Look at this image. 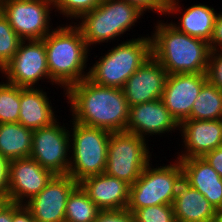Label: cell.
<instances>
[{"label": "cell", "instance_id": "6da1fadb", "mask_svg": "<svg viewBox=\"0 0 222 222\" xmlns=\"http://www.w3.org/2000/svg\"><path fill=\"white\" fill-rule=\"evenodd\" d=\"M64 95L73 121L110 132L126 130L130 106L123 89L100 86L87 77L71 85Z\"/></svg>", "mask_w": 222, "mask_h": 222}, {"label": "cell", "instance_id": "7a4b0ae2", "mask_svg": "<svg viewBox=\"0 0 222 222\" xmlns=\"http://www.w3.org/2000/svg\"><path fill=\"white\" fill-rule=\"evenodd\" d=\"M70 22L58 25L43 39L46 47L47 66L50 79L65 91L89 75L87 70L90 49L81 30ZM88 71L86 72L85 71Z\"/></svg>", "mask_w": 222, "mask_h": 222}, {"label": "cell", "instance_id": "3957f363", "mask_svg": "<svg viewBox=\"0 0 222 222\" xmlns=\"http://www.w3.org/2000/svg\"><path fill=\"white\" fill-rule=\"evenodd\" d=\"M156 23L150 36L151 53L167 74L206 73L211 52L209 43L179 32L168 20Z\"/></svg>", "mask_w": 222, "mask_h": 222}, {"label": "cell", "instance_id": "277c9868", "mask_svg": "<svg viewBox=\"0 0 222 222\" xmlns=\"http://www.w3.org/2000/svg\"><path fill=\"white\" fill-rule=\"evenodd\" d=\"M145 13L134 4L123 0H103L92 11L83 14L79 22H73L81 30L90 49L91 45L112 42L133 29ZM78 23V24H77ZM122 35V36H121ZM98 43V44H97Z\"/></svg>", "mask_w": 222, "mask_h": 222}, {"label": "cell", "instance_id": "5b68a950", "mask_svg": "<svg viewBox=\"0 0 222 222\" xmlns=\"http://www.w3.org/2000/svg\"><path fill=\"white\" fill-rule=\"evenodd\" d=\"M148 35V36H147ZM118 43L89 68L88 78L97 85L122 89L128 78L152 56L149 34Z\"/></svg>", "mask_w": 222, "mask_h": 222}, {"label": "cell", "instance_id": "8992f818", "mask_svg": "<svg viewBox=\"0 0 222 222\" xmlns=\"http://www.w3.org/2000/svg\"><path fill=\"white\" fill-rule=\"evenodd\" d=\"M68 122L72 124L69 125L72 150L68 175L79 183L88 176L105 173L111 132L86 126L72 119Z\"/></svg>", "mask_w": 222, "mask_h": 222}, {"label": "cell", "instance_id": "52a82bcc", "mask_svg": "<svg viewBox=\"0 0 222 222\" xmlns=\"http://www.w3.org/2000/svg\"><path fill=\"white\" fill-rule=\"evenodd\" d=\"M173 162L169 161L170 164L160 167L156 164V168L150 162L146 165L130 186L127 207L130 212L147 206L173 204L176 189L183 181L180 161L176 158Z\"/></svg>", "mask_w": 222, "mask_h": 222}, {"label": "cell", "instance_id": "ba28073f", "mask_svg": "<svg viewBox=\"0 0 222 222\" xmlns=\"http://www.w3.org/2000/svg\"><path fill=\"white\" fill-rule=\"evenodd\" d=\"M147 142V139L126 131L111 132L105 173L131 186L152 161Z\"/></svg>", "mask_w": 222, "mask_h": 222}, {"label": "cell", "instance_id": "9c48e42d", "mask_svg": "<svg viewBox=\"0 0 222 222\" xmlns=\"http://www.w3.org/2000/svg\"><path fill=\"white\" fill-rule=\"evenodd\" d=\"M52 9L51 0H0V11L22 40L44 39L53 30Z\"/></svg>", "mask_w": 222, "mask_h": 222}, {"label": "cell", "instance_id": "30bf717a", "mask_svg": "<svg viewBox=\"0 0 222 222\" xmlns=\"http://www.w3.org/2000/svg\"><path fill=\"white\" fill-rule=\"evenodd\" d=\"M0 73L3 74V79L6 78L5 81L19 87H39L40 80H49L46 82L56 85L50 79L43 39L23 40Z\"/></svg>", "mask_w": 222, "mask_h": 222}, {"label": "cell", "instance_id": "8fae6325", "mask_svg": "<svg viewBox=\"0 0 222 222\" xmlns=\"http://www.w3.org/2000/svg\"><path fill=\"white\" fill-rule=\"evenodd\" d=\"M64 125L65 123L61 125L57 119L48 126L34 130L32 135V150L29 157L54 175H67L69 170L70 127Z\"/></svg>", "mask_w": 222, "mask_h": 222}, {"label": "cell", "instance_id": "7c38bea8", "mask_svg": "<svg viewBox=\"0 0 222 222\" xmlns=\"http://www.w3.org/2000/svg\"><path fill=\"white\" fill-rule=\"evenodd\" d=\"M79 185L67 175H54L45 188L24 206L35 222H65L67 199Z\"/></svg>", "mask_w": 222, "mask_h": 222}, {"label": "cell", "instance_id": "4fadbf2b", "mask_svg": "<svg viewBox=\"0 0 222 222\" xmlns=\"http://www.w3.org/2000/svg\"><path fill=\"white\" fill-rule=\"evenodd\" d=\"M206 82V73L167 75L161 100L179 124L190 116L193 104Z\"/></svg>", "mask_w": 222, "mask_h": 222}, {"label": "cell", "instance_id": "5bb4252c", "mask_svg": "<svg viewBox=\"0 0 222 222\" xmlns=\"http://www.w3.org/2000/svg\"><path fill=\"white\" fill-rule=\"evenodd\" d=\"M9 173L8 201L20 205L39 194L54 176L30 157L11 160Z\"/></svg>", "mask_w": 222, "mask_h": 222}, {"label": "cell", "instance_id": "9a60e30c", "mask_svg": "<svg viewBox=\"0 0 222 222\" xmlns=\"http://www.w3.org/2000/svg\"><path fill=\"white\" fill-rule=\"evenodd\" d=\"M179 125L162 100L157 99L131 106L125 131L148 140L153 135L161 137L162 134L179 131Z\"/></svg>", "mask_w": 222, "mask_h": 222}, {"label": "cell", "instance_id": "2e32d148", "mask_svg": "<svg viewBox=\"0 0 222 222\" xmlns=\"http://www.w3.org/2000/svg\"><path fill=\"white\" fill-rule=\"evenodd\" d=\"M179 131L184 145L182 144L181 153L177 152L178 156H175L177 159L203 157L208 152L222 146V119H185L180 123Z\"/></svg>", "mask_w": 222, "mask_h": 222}, {"label": "cell", "instance_id": "e0dca14e", "mask_svg": "<svg viewBox=\"0 0 222 222\" xmlns=\"http://www.w3.org/2000/svg\"><path fill=\"white\" fill-rule=\"evenodd\" d=\"M167 75L166 69L153 56L148 58L122 88L128 105L161 99Z\"/></svg>", "mask_w": 222, "mask_h": 222}, {"label": "cell", "instance_id": "ac0fdd59", "mask_svg": "<svg viewBox=\"0 0 222 222\" xmlns=\"http://www.w3.org/2000/svg\"><path fill=\"white\" fill-rule=\"evenodd\" d=\"M79 185L101 211L128 207L130 185L123 180L101 173L84 178Z\"/></svg>", "mask_w": 222, "mask_h": 222}, {"label": "cell", "instance_id": "d6986e66", "mask_svg": "<svg viewBox=\"0 0 222 222\" xmlns=\"http://www.w3.org/2000/svg\"><path fill=\"white\" fill-rule=\"evenodd\" d=\"M183 181L198 190L218 211L222 210V178L203 157L178 159Z\"/></svg>", "mask_w": 222, "mask_h": 222}, {"label": "cell", "instance_id": "ffe728a7", "mask_svg": "<svg viewBox=\"0 0 222 222\" xmlns=\"http://www.w3.org/2000/svg\"><path fill=\"white\" fill-rule=\"evenodd\" d=\"M180 2L179 0H168L166 15L168 14L169 17L170 14H181L178 18L179 22L176 24L171 21V25L179 32L186 33L191 37L199 38L209 43L218 14L216 13L217 11L213 7L201 3L189 6L183 11L181 4H179Z\"/></svg>", "mask_w": 222, "mask_h": 222}, {"label": "cell", "instance_id": "44dd1931", "mask_svg": "<svg viewBox=\"0 0 222 222\" xmlns=\"http://www.w3.org/2000/svg\"><path fill=\"white\" fill-rule=\"evenodd\" d=\"M42 87H20V113L18 122L31 130L48 126L57 116Z\"/></svg>", "mask_w": 222, "mask_h": 222}, {"label": "cell", "instance_id": "7402d4cb", "mask_svg": "<svg viewBox=\"0 0 222 222\" xmlns=\"http://www.w3.org/2000/svg\"><path fill=\"white\" fill-rule=\"evenodd\" d=\"M176 222H210L217 210L196 189L182 181L173 201Z\"/></svg>", "mask_w": 222, "mask_h": 222}, {"label": "cell", "instance_id": "603a6c76", "mask_svg": "<svg viewBox=\"0 0 222 222\" xmlns=\"http://www.w3.org/2000/svg\"><path fill=\"white\" fill-rule=\"evenodd\" d=\"M33 130L17 123H0V154L9 161L29 157Z\"/></svg>", "mask_w": 222, "mask_h": 222}, {"label": "cell", "instance_id": "cb8c5ba5", "mask_svg": "<svg viewBox=\"0 0 222 222\" xmlns=\"http://www.w3.org/2000/svg\"><path fill=\"white\" fill-rule=\"evenodd\" d=\"M191 120H219L222 119V90L208 81L202 86L195 100Z\"/></svg>", "mask_w": 222, "mask_h": 222}, {"label": "cell", "instance_id": "d4e9b609", "mask_svg": "<svg viewBox=\"0 0 222 222\" xmlns=\"http://www.w3.org/2000/svg\"><path fill=\"white\" fill-rule=\"evenodd\" d=\"M100 211L78 185L67 199L65 222H95Z\"/></svg>", "mask_w": 222, "mask_h": 222}, {"label": "cell", "instance_id": "484cf974", "mask_svg": "<svg viewBox=\"0 0 222 222\" xmlns=\"http://www.w3.org/2000/svg\"><path fill=\"white\" fill-rule=\"evenodd\" d=\"M20 113V87L0 82V123H17Z\"/></svg>", "mask_w": 222, "mask_h": 222}, {"label": "cell", "instance_id": "4316f807", "mask_svg": "<svg viewBox=\"0 0 222 222\" xmlns=\"http://www.w3.org/2000/svg\"><path fill=\"white\" fill-rule=\"evenodd\" d=\"M22 41L0 11V71L13 58Z\"/></svg>", "mask_w": 222, "mask_h": 222}, {"label": "cell", "instance_id": "83f0119b", "mask_svg": "<svg viewBox=\"0 0 222 222\" xmlns=\"http://www.w3.org/2000/svg\"><path fill=\"white\" fill-rule=\"evenodd\" d=\"M102 1L103 0H51V3L55 11V16H57L56 13L58 12L60 15L62 14L63 17L69 18L68 20L75 19L79 21V18L83 14L92 11Z\"/></svg>", "mask_w": 222, "mask_h": 222}, {"label": "cell", "instance_id": "f1b7e54d", "mask_svg": "<svg viewBox=\"0 0 222 222\" xmlns=\"http://www.w3.org/2000/svg\"><path fill=\"white\" fill-rule=\"evenodd\" d=\"M132 214L135 222H176L172 205L147 206Z\"/></svg>", "mask_w": 222, "mask_h": 222}, {"label": "cell", "instance_id": "f546056e", "mask_svg": "<svg viewBox=\"0 0 222 222\" xmlns=\"http://www.w3.org/2000/svg\"><path fill=\"white\" fill-rule=\"evenodd\" d=\"M207 81L222 90V50H212L206 70Z\"/></svg>", "mask_w": 222, "mask_h": 222}, {"label": "cell", "instance_id": "4dcf8cb0", "mask_svg": "<svg viewBox=\"0 0 222 222\" xmlns=\"http://www.w3.org/2000/svg\"><path fill=\"white\" fill-rule=\"evenodd\" d=\"M95 222H135L128 209L100 211Z\"/></svg>", "mask_w": 222, "mask_h": 222}, {"label": "cell", "instance_id": "1f68e13d", "mask_svg": "<svg viewBox=\"0 0 222 222\" xmlns=\"http://www.w3.org/2000/svg\"><path fill=\"white\" fill-rule=\"evenodd\" d=\"M130 4H134L138 7L142 12H146L149 10L160 14L161 16L167 13L168 0H123Z\"/></svg>", "mask_w": 222, "mask_h": 222}, {"label": "cell", "instance_id": "d6a6232c", "mask_svg": "<svg viewBox=\"0 0 222 222\" xmlns=\"http://www.w3.org/2000/svg\"><path fill=\"white\" fill-rule=\"evenodd\" d=\"M9 163L10 161L0 154V199L8 201L9 192Z\"/></svg>", "mask_w": 222, "mask_h": 222}, {"label": "cell", "instance_id": "836d02e7", "mask_svg": "<svg viewBox=\"0 0 222 222\" xmlns=\"http://www.w3.org/2000/svg\"><path fill=\"white\" fill-rule=\"evenodd\" d=\"M209 47L211 51L222 50V12L218 13L216 16Z\"/></svg>", "mask_w": 222, "mask_h": 222}, {"label": "cell", "instance_id": "e575fe53", "mask_svg": "<svg viewBox=\"0 0 222 222\" xmlns=\"http://www.w3.org/2000/svg\"><path fill=\"white\" fill-rule=\"evenodd\" d=\"M12 222H35V219L24 205L12 202Z\"/></svg>", "mask_w": 222, "mask_h": 222}, {"label": "cell", "instance_id": "d590c367", "mask_svg": "<svg viewBox=\"0 0 222 222\" xmlns=\"http://www.w3.org/2000/svg\"><path fill=\"white\" fill-rule=\"evenodd\" d=\"M203 158L222 178V146L208 152Z\"/></svg>", "mask_w": 222, "mask_h": 222}, {"label": "cell", "instance_id": "8d00e7d4", "mask_svg": "<svg viewBox=\"0 0 222 222\" xmlns=\"http://www.w3.org/2000/svg\"><path fill=\"white\" fill-rule=\"evenodd\" d=\"M0 222H12V202L5 201L0 206Z\"/></svg>", "mask_w": 222, "mask_h": 222}, {"label": "cell", "instance_id": "74e56055", "mask_svg": "<svg viewBox=\"0 0 222 222\" xmlns=\"http://www.w3.org/2000/svg\"><path fill=\"white\" fill-rule=\"evenodd\" d=\"M210 222H222V210H218L215 217Z\"/></svg>", "mask_w": 222, "mask_h": 222}, {"label": "cell", "instance_id": "f35d334b", "mask_svg": "<svg viewBox=\"0 0 222 222\" xmlns=\"http://www.w3.org/2000/svg\"><path fill=\"white\" fill-rule=\"evenodd\" d=\"M5 202V200L0 199V206Z\"/></svg>", "mask_w": 222, "mask_h": 222}]
</instances>
